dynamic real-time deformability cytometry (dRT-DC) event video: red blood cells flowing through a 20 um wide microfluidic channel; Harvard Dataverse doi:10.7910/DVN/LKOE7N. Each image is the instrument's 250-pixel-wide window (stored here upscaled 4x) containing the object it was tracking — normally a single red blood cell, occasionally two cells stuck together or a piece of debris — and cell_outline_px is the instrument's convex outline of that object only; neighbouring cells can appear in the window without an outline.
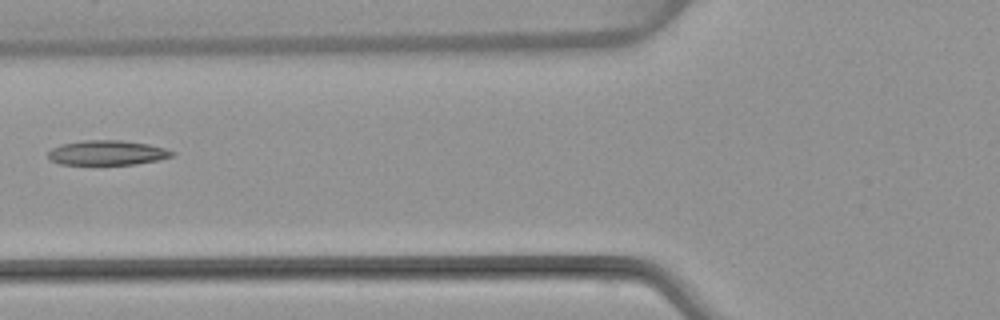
{"species": "common noctule bat (a hibernating species)", "species_latin": "Nyctalus noctula", "temperature_condition": "warm", "stored_images_in_passage": 7, "camera_frame_rate_fps": 3000, "um_per_image_px": 0.085, "animal": {"sex": "female", "body_mass_g": 22.7, "forearm_length_mm": 54.2}, "frame": {"image": 1, "passage_image": 6, "time_ms": 6.333, "image_size_px": [1000, 320], "cell_outline_px": [[176, 152], [172, 156], [156, 160], [136, 164], [60, 164], [48, 160], [48, 152], [52, 148], [60, 144], [84, 140], [120, 140], [148, 144], [164, 148]], "centroid_in_image_um": [9.07, 12.98], "position_along_channel_um": 116.7, "area_um2": 17.8}}
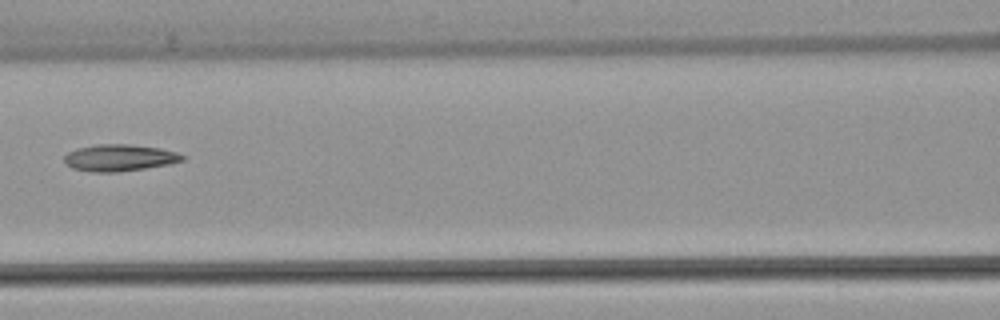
{"frame": {"image": 2, "passage_image": 7, "time_ms": 7.333, "image_size_px": [1000, 320], "cell_outline_px": [[188, 156], [184, 160], [168, 164], [144, 168], [116, 172], [92, 172], [72, 168], [64, 160], [64, 156], [68, 152], [80, 148], [96, 144], [128, 144], [160, 148], [176, 152]], "centroid_in_image_um": [10.18, 13.4], "position_along_channel_um": 156.4, "area_um2": 18.26}}